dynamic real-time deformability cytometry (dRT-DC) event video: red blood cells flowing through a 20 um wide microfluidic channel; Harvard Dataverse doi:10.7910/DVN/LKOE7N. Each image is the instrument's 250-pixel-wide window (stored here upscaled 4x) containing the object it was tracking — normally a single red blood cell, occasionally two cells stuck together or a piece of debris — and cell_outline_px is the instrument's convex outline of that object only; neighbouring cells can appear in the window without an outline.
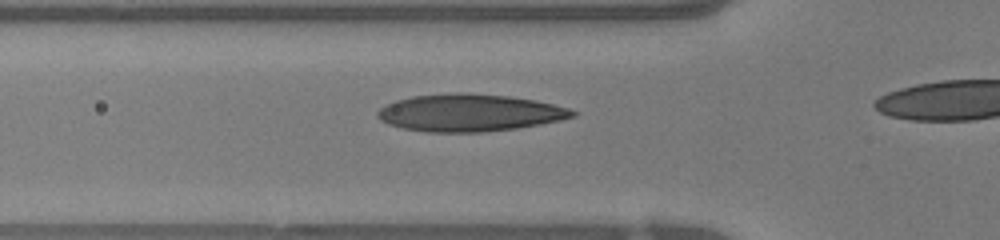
{"species": "human", "species_latin": "Homo sapiens", "temperature_condition": "warm", "stored_images_in_passage": 20, "camera_frame_rate_fps": 3000, "um_per_image_px": 0.085, "donor": {"sex": "female"}, "frame": {"image": 1, "passage_image": 4, "time_ms": 1.0, "image_size_px": [1000, 240], "cell_outline_px": [[576, 116], [560, 120], [540, 124], [516, 128], [484, 132], [428, 132], [404, 128], [388, 124], [380, 120], [376, 116], [376, 112], [384, 104], [396, 100], [412, 96], [456, 92], [460, 92], [508, 96], [536, 100], [568, 108], [576, 112]], "centroid_in_image_um": [39.87, 9.58], "position_along_channel_um": 85.9, "area_um2": 42.37}}
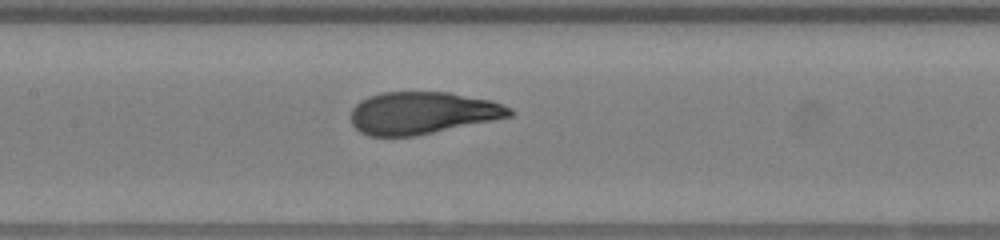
{"frame": {"image": 2, "passage_image": 10, "time_ms": 3.0, "image_size_px": [1000, 240], "cell_outline_px": [[516, 112], [512, 116], [412, 136], [368, 136], [360, 132], [352, 124], [352, 108], [360, 100], [368, 96], [380, 92], [448, 92], [492, 100], [512, 108]], "centroid_in_image_um": [35.9, 9.58], "position_along_channel_um": 171.5, "area_um2": 38.96}}
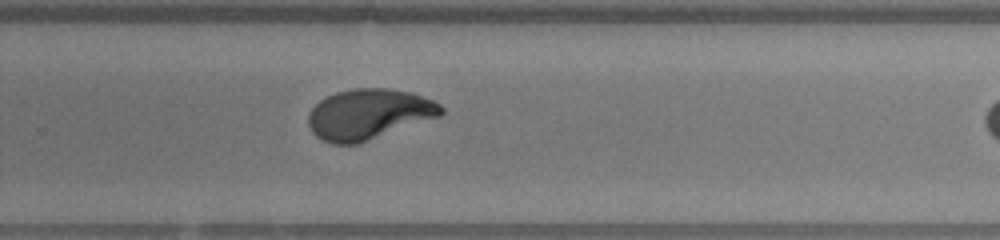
{"frame": {"image": 3, "passage_image": 19, "time_ms": 6.0, "image_size_px": [1000, 240], "cell_outline_px": [[444, 112], [440, 116], [356, 144], [332, 144], [316, 136], [312, 132], [308, 124], [308, 112], [320, 100], [336, 92], [352, 88], [388, 88], [412, 92], [432, 100], [440, 104], [444, 108]], "centroid_in_image_um": [31.34, 9.69], "position_along_channel_um": 298.5, "area_um2": 38.9}}